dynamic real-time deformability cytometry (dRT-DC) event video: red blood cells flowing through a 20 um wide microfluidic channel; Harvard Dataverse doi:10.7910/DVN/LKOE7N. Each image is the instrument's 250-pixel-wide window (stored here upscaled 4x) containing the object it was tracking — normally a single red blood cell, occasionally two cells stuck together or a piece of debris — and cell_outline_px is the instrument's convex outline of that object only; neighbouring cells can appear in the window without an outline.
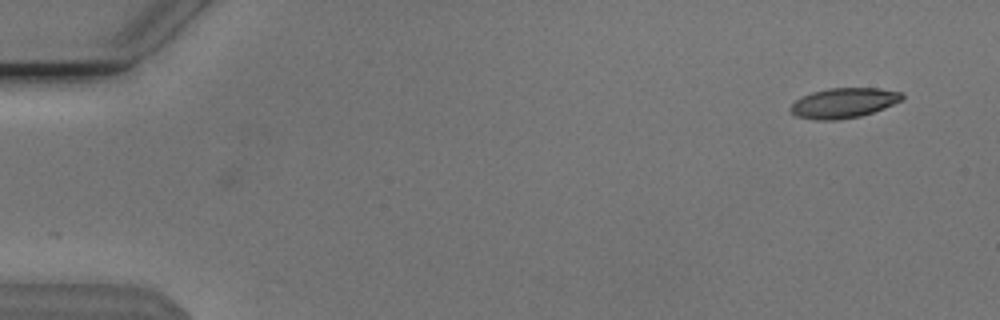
{"species": "Egyptian fruit bat (a non-hibernating species)", "species_latin": "Rousettus aegyptiacus", "temperature_condition": "cold", "stored_images_in_passage": 2, "camera_frame_rate_fps": 3000, "um_per_image_px": 0.085, "animal": {"sex": "male"}, "frame": {"image": 1, "passage_image": 1, "time_ms": 0.0, "image_size_px": [1000, 320], "cell_outline_px": [[904, 100], [884, 108], [860, 116], [836, 120], [816, 120], [796, 116], [788, 108], [796, 100], [812, 92], [828, 88], [880, 88], [900, 92], [904, 96]], "centroid_in_image_um": [71.72, 8.75], "position_along_channel_um": 13.3, "area_um2": 19.48}}